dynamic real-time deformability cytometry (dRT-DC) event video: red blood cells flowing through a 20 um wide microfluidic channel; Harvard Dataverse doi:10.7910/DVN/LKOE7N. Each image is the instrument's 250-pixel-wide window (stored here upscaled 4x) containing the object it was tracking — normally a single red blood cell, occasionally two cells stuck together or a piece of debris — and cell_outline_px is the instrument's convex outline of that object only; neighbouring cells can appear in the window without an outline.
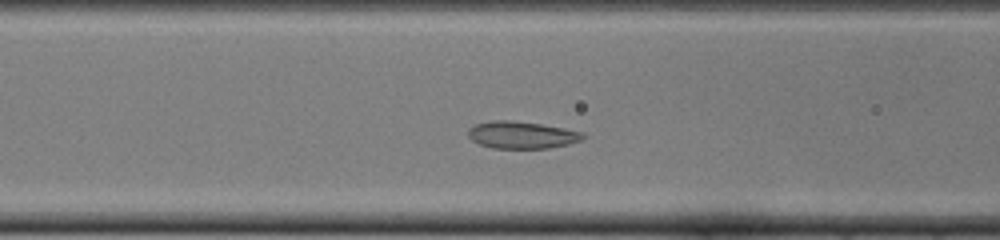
{"species": "common noctule bat (a hibernating species)", "species_latin": "Nyctalus noctula", "temperature_condition": "cold", "stored_images_in_passage": 41, "camera_frame_rate_fps": 3000, "um_per_image_px": 0.085, "animal": {"sex": "female", "body_mass_g": 22.0, "forearm_length_mm": 56.7}, "frame": {"image": 1, "passage_image": 10, "time_ms": 3.0, "image_size_px": [1000, 240], "cell_outline_px": [[588, 136], [580, 140], [568, 144], [548, 148], [492, 148], [480, 144], [472, 140], [468, 136], [468, 128], [476, 124], [492, 120], [508, 120], [540, 124], [564, 128], [584, 132]], "centroid_in_image_um": [44.36, 11.47], "position_along_channel_um": 122.2, "area_um2": 18.15}}
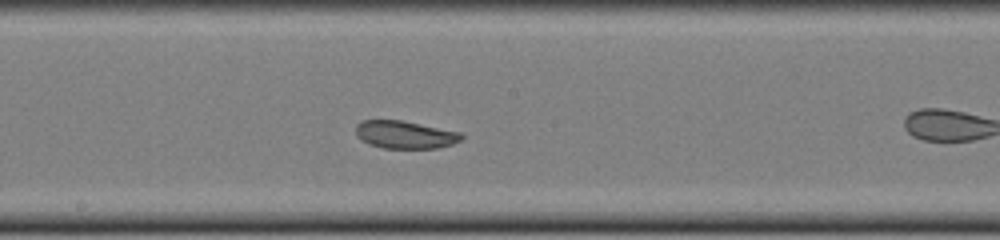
{"frame": {"image": 2, "passage_image": 17, "time_ms": 5.333, "image_size_px": [1000, 240], "cell_outline_px": [[464, 136], [460, 140], [452, 144], [436, 148], [380, 148], [368, 144], [360, 140], [356, 136], [356, 124], [360, 120], [400, 120], [460, 132]], "centroid_in_image_um": [34.36, 11.45], "position_along_channel_um": 213.8, "area_um2": 17.11}}
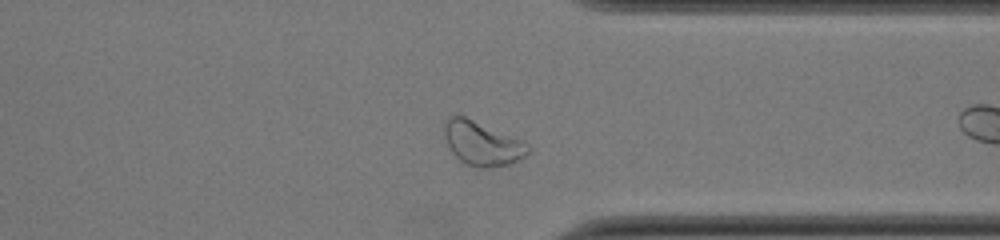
{"frame": {"image": 3, "passage_image": 29, "time_ms": 9.333, "image_size_px": [1000, 240], "cell_outline_px": [[532, 148], [524, 156], [508, 164], [488, 168], [476, 168], [464, 164], [448, 148], [444, 136], [444, 124], [448, 116], [456, 112], [520, 140], [528, 144]], "centroid_in_image_um": [40.91, 12.17], "position_along_channel_um": 370.5, "area_um2": 21.62}, "authors_computed_cell_mechanics": {"area_um2": 18.496, "velocity_mm_per_s": 3.9361, "shape_relaxation_time_tau1_ms": null, "shape_relaxation_time_tau2_ms": 4.6892, "deformation_change_tau1": null, "deformation_change_tau2": 0.1071}}